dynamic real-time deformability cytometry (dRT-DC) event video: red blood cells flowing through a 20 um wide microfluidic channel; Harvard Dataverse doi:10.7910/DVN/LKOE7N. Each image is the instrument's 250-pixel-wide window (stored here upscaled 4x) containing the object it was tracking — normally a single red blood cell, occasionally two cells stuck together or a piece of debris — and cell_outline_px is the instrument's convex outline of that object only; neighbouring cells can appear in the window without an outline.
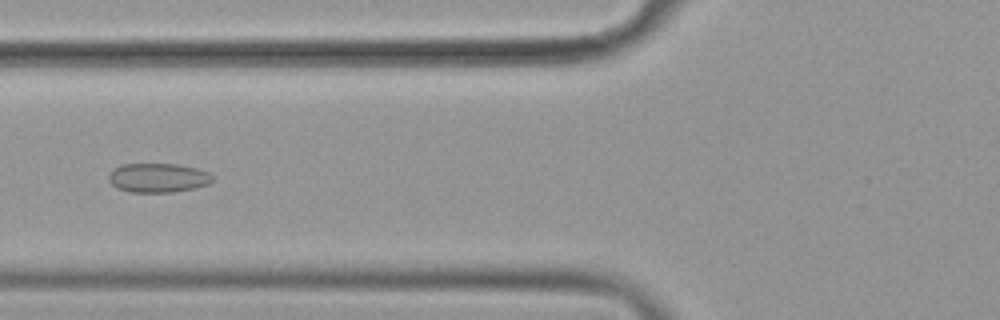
{"species": "common noctule bat (a hibernating species)", "species_latin": "Nyctalus noctula", "temperature_condition": "cold", "stored_images_in_passage": 50, "camera_frame_rate_fps": 3000, "um_per_image_px": 0.085, "animal": {"sex": "female", "body_mass_g": 19.9}, "frame": {"image": 1, "passage_image": 16, "time_ms": 5.0, "image_size_px": [1000, 320], "cell_outline_px": [[216, 180], [208, 184], [196, 188], [172, 192], [132, 192], [116, 188], [108, 180], [108, 176], [112, 168], [120, 164], [176, 164], [196, 168], [208, 172]], "centroid_in_image_um": [13.42, 15.11], "position_along_channel_um": 112.4, "area_um2": 17.86}}
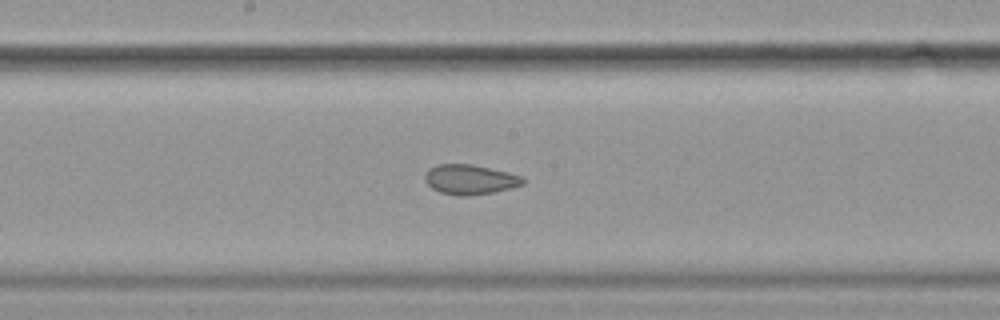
{"frame": {"image": 2, "passage_image": 24, "time_ms": 7.667, "image_size_px": [1000, 320], "cell_outline_px": [[524, 184], [512, 188], [492, 192], [468, 196], [460, 196], [440, 192], [432, 188], [424, 180], [424, 176], [428, 168], [436, 164], [472, 164], [508, 172], [524, 176]], "centroid_in_image_um": [39.95, 15.25], "position_along_channel_um": 208.3, "area_um2": 17.17}}
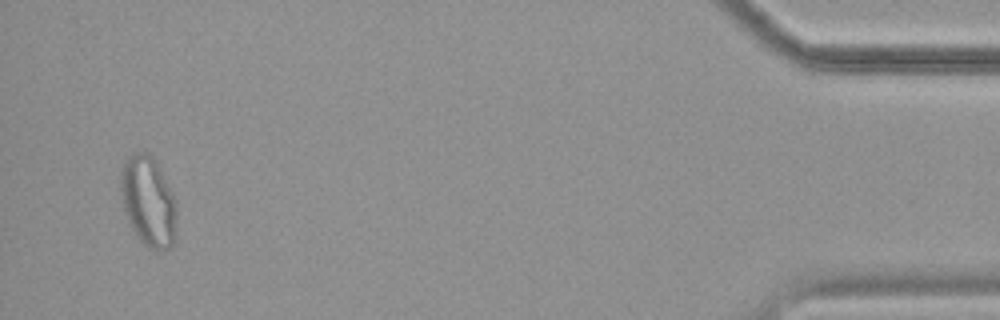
{"frame": {"image": 3, "passage_image": 48, "time_ms": 15.667, "image_size_px": [1000, 320], "cell_outline_px": [[176, 240], [168, 248], [160, 252], [148, 248], [136, 236], [124, 212], [120, 192], [120, 176], [124, 160], [132, 152], [144, 152], [156, 160], [176, 200]], "centroid_in_image_um": [12.61, 17.14], "position_along_channel_um": 422.6, "area_um2": 29.88}, "authors_computed_cell_mechanics": {"area_um2": 19.7387, "velocity_mm_per_s": 3.599, "shape_relaxation_time_tau1_ms": null, "shape_relaxation_time_tau2_ms": 1.3322, "deformation_change_tau1": null, "deformation_change_tau2": 0.0699}}